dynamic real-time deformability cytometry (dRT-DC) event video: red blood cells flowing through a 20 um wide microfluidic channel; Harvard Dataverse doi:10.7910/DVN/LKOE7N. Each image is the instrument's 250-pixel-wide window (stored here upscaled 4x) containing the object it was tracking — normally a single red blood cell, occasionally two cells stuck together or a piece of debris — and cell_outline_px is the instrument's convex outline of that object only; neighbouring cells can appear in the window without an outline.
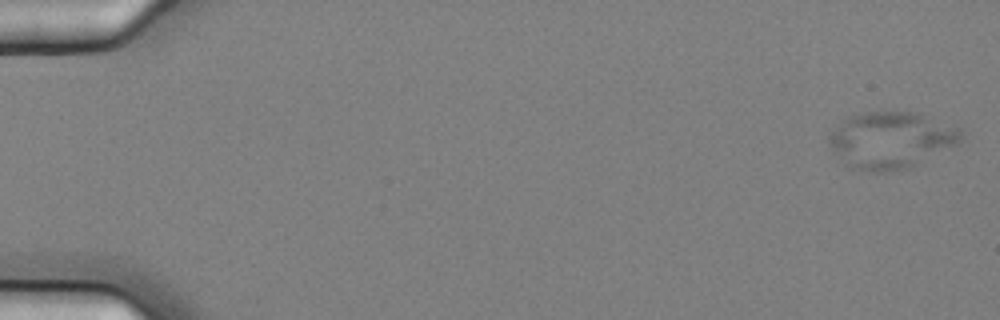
{"species": "common noctule bat (a hibernating species)", "species_latin": "Nyctalus noctula", "temperature_condition": "cold", "stored_images_in_passage": 5, "camera_frame_rate_fps": 3000, "um_per_image_px": 0.085, "animal": {"sex": "female", "body_mass_g": 25.1}, "frame": {"image": 1, "passage_image": 1, "time_ms": 0.0, "image_size_px": [1000, 320], "cell_outline_px": [[964, 136], [960, 144], [908, 168], [888, 172], [872, 172], [848, 168], [844, 164], [828, 144], [828, 136], [848, 116], [868, 112], [916, 112], [960, 128]], "centroid_in_image_um": [75.75, 11.93], "position_along_channel_um": 9.2, "area_um2": 43.7}}
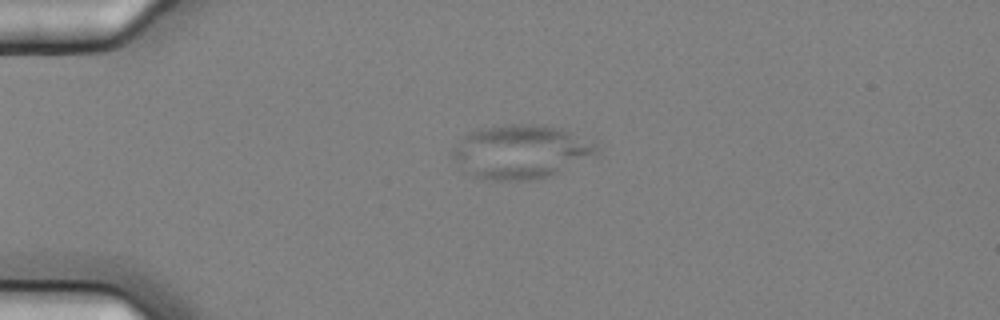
{"frame": {"image": 2, "passage_image": 4, "time_ms": 1.0, "image_size_px": [1000, 320], "cell_outline_px": [[600, 148], [596, 156], [552, 176], [528, 180], [496, 180], [472, 176], [452, 156], [452, 148], [468, 132], [480, 128], [508, 124], [536, 124], [560, 128], [592, 140]], "centroid_in_image_um": [44.34, 12.89], "position_along_channel_um": 40.7, "area_um2": 45.32}}